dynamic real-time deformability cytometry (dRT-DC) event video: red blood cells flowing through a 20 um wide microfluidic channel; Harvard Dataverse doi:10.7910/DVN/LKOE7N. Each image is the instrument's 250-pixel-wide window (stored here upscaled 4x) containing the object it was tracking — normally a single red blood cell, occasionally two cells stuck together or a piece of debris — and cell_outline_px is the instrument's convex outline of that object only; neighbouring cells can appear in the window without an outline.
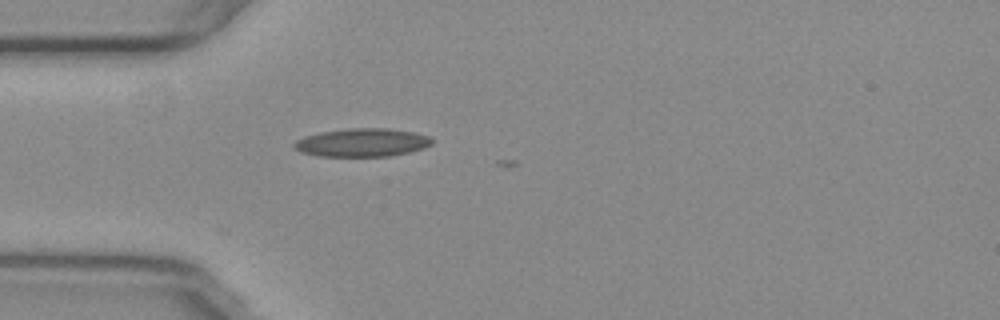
{"species": "common noctule bat (a hibernating species)", "species_latin": "Nyctalus noctula", "temperature_condition": "warm", "stored_images_in_passage": 17, "camera_frame_rate_fps": 3000, "um_per_image_px": 0.085, "animal": {"sex": "female", "body_mass_g": 29.2, "forearm_length_mm": 56.3}, "frame": {"image": 1, "passage_image": 14, "time_ms": 4.333, "image_size_px": [1000, 320], "cell_outline_px": [[432, 144], [424, 148], [408, 152], [388, 156], [320, 156], [300, 152], [292, 144], [296, 140], [304, 136], [320, 132], [352, 128], [388, 128], [416, 132], [428, 136], [432, 140]], "centroid_in_image_um": [30.78, 12.11], "position_along_channel_um": 54.2, "area_um2": 22.66}}